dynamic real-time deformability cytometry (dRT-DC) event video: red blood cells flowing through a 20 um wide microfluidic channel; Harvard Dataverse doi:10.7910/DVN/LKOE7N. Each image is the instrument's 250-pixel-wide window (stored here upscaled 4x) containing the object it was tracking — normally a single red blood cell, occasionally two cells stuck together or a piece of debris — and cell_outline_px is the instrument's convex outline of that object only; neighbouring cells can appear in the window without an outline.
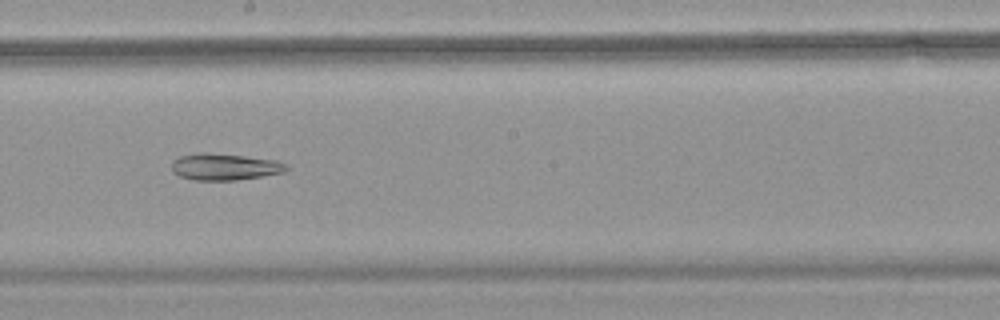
{"species": "common noctule bat (a hibernating species)", "species_latin": "Nyctalus noctula", "temperature_condition": "warm", "stored_images_in_passage": 55, "camera_frame_rate_fps": 3000, "um_per_image_px": 0.085, "animal": {"sex": "female", "body_mass_g": 18.4}, "frame": {"image": 1, "passage_image": 32, "time_ms": 10.333, "image_size_px": [1000, 320], "cell_outline_px": [[288, 168], [284, 172], [236, 180], [196, 180], [180, 176], [172, 172], [172, 160], [180, 156], [200, 152], [204, 152], [244, 156], [276, 160], [284, 164]], "centroid_in_image_um": [19.05, 14.17], "position_along_channel_um": 229.2, "area_um2": 17.63}}